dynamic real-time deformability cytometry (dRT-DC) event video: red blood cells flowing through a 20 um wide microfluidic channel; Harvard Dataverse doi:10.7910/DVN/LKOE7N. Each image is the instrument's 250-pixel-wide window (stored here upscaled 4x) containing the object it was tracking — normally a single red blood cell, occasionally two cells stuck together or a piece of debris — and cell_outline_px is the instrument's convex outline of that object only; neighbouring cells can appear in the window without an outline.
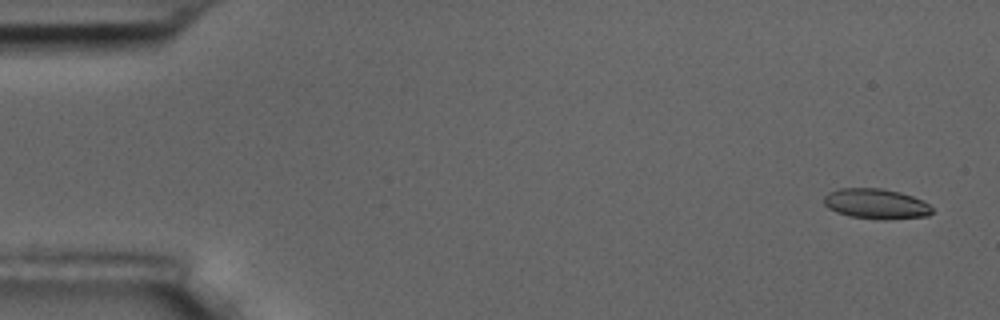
{"species": "common noctule bat (a hibernating species)", "species_latin": "Nyctalus noctula", "temperature_condition": "room temperature", "stored_images_in_passage": 6, "segment_of_instrument_passage": [1, 2], "camera_frame_rate_fps": 3000, "um_per_image_px": 0.085, "animal": {"sex": "male", "body_mass_g": 17.5, "forearm_length_mm": 52.3}, "frame": {"image": 1, "passage_image": 1, "time_ms": 0.0, "image_size_px": [1000, 320], "cell_outline_px": [[932, 212], [928, 216], [888, 220], [880, 220], [848, 216], [836, 212], [828, 208], [824, 204], [824, 196], [828, 192], [840, 188], [880, 188], [900, 192], [924, 200], [932, 208]], "centroid_in_image_um": [74.46, 17.33], "position_along_channel_um": 10.5, "area_um2": 19.31}}
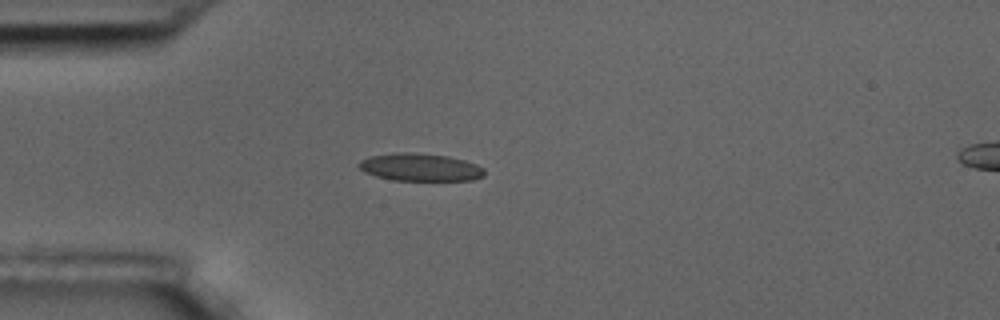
{"frame": {"image": 2, "passage_image": 5, "time_ms": 4.333, "image_size_px": [1000, 320], "cell_outline_px": [[484, 176], [472, 180], [392, 180], [376, 176], [364, 172], [356, 164], [360, 160], [368, 156], [392, 152], [412, 152], [448, 156], [464, 160], [476, 164], [484, 168]], "centroid_in_image_um": [35.67, 14.2], "position_along_channel_um": 49.3, "area_um2": 20.4}}